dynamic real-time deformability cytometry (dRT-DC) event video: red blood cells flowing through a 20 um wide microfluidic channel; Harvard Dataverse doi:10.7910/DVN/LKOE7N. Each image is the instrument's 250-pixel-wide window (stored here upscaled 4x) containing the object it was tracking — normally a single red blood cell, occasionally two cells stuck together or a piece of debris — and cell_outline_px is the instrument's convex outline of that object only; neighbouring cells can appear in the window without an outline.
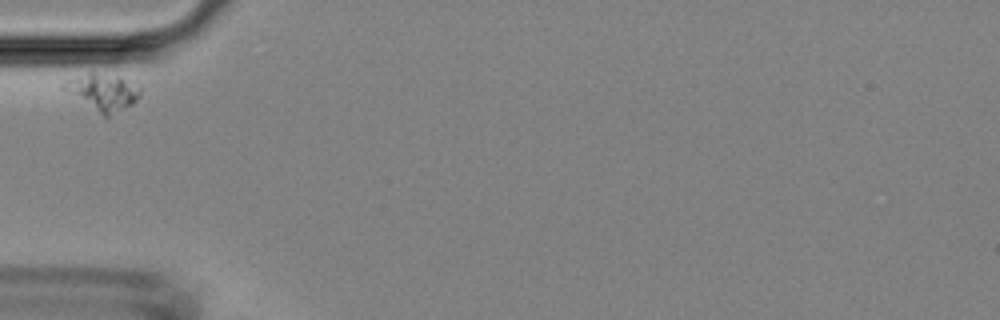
{"species": "Egyptian fruit bat (a non-hibernating species)", "species_latin": "Rousettus aegyptiacus", "temperature_condition": "room temperature", "stored_images_in_passage": 4, "camera_frame_rate_fps": 3000, "um_per_image_px": 0.085, "animal": {"sex": "female"}, "frame": {"image": 1, "passage_image": 1, "time_ms": 0.0, "image_size_px": [1000, 320], "cell_outline_px": [[140, 96], [132, 104], [108, 116], [104, 116], [64, 92], [60, 88], [60, 84], [64, 80], [88, 72], [92, 72], [120, 76], [140, 88]], "centroid_in_image_um": [8.65, 7.8], "position_along_channel_um": 76.4, "area_um2": 16.42}}
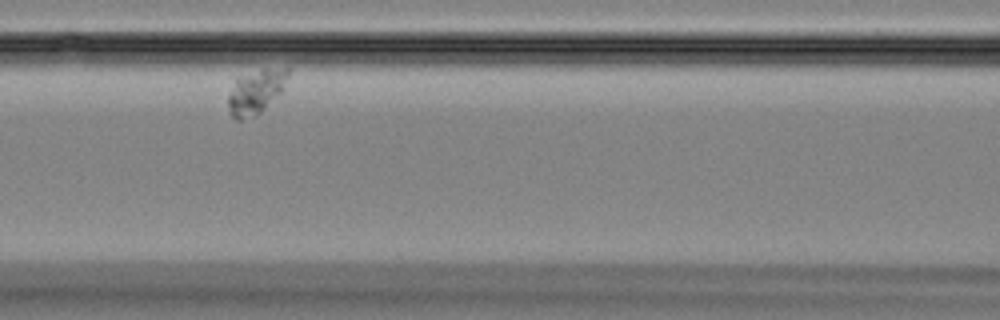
{"frame": {"image": 2, "passage_image": 3, "time_ms": 2.333, "image_size_px": [1000, 320], "cell_outline_px": [[288, 76], [280, 92], [260, 112], [240, 120], [236, 120], [228, 112], [228, 96], [232, 76], [264, 68], [288, 68]], "centroid_in_image_um": [21.64, 7.74], "position_along_channel_um": 145.0, "area_um2": 15.61}}
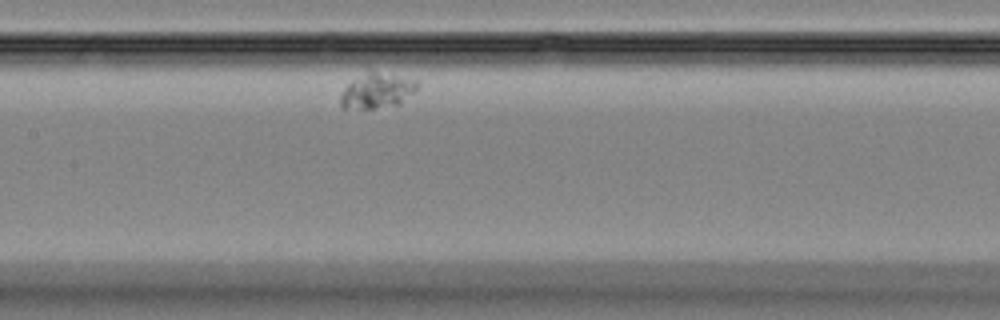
{"frame": {"image": 3, "passage_image": 4, "time_ms": 3.333, "image_size_px": [1000, 320], "cell_outline_px": [[420, 84], [400, 104], [376, 108], [344, 108], [340, 104], [340, 96], [344, 88], [352, 80], [368, 72], [376, 72], [420, 80]], "centroid_in_image_um": [32.05, 7.72], "position_along_channel_um": 175.3, "area_um2": 15.37}}